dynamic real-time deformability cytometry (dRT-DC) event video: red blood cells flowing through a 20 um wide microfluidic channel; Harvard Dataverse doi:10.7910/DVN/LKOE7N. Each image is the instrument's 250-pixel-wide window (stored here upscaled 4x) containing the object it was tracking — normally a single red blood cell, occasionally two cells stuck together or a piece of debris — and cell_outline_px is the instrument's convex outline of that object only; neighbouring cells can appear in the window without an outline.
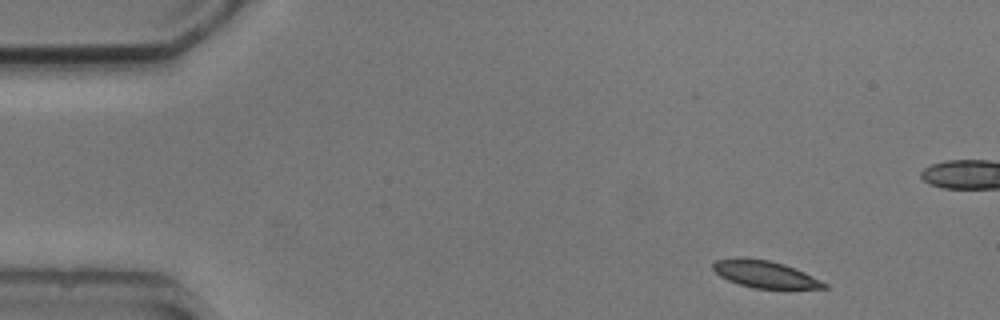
{"species": "common noctule bat (a hibernating species)", "species_latin": "Nyctalus noctula", "temperature_condition": "cold", "stored_images_in_passage": 4, "camera_frame_rate_fps": 3000, "um_per_image_px": 0.085, "animal": {"sex": "male", "body_mass_g": 20.5, "forearm_length_mm": 52.5}, "frame": {"image": 1, "passage_image": 1, "time_ms": 0.0, "image_size_px": [1000, 320], "cell_outline_px": [[828, 288], [752, 288], [728, 280], [720, 276], [712, 268], [712, 264], [716, 260], [736, 256], [744, 256], [768, 260], [784, 264], [804, 272], [828, 284]], "centroid_in_image_um": [64.96, 23.28], "position_along_channel_um": 20.0, "area_um2": 17.57}}